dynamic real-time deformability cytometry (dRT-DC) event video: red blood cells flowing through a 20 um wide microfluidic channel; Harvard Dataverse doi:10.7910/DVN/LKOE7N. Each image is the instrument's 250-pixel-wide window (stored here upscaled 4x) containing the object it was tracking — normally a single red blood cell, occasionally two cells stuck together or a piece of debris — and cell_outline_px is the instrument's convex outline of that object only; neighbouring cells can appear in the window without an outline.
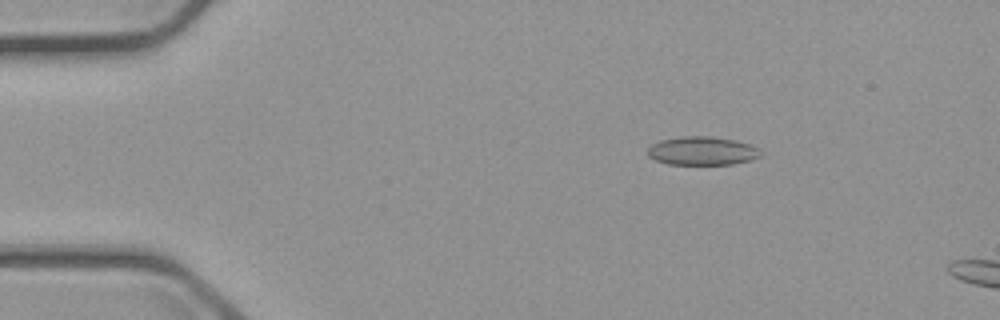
{"species": "common noctule bat (a hibernating species)", "species_latin": "Nyctalus noctula", "temperature_condition": "cold", "stored_images_in_passage": 4, "camera_frame_rate_fps": 3000, "um_per_image_px": 0.085, "animal": {"sex": "male", "body_mass_g": 23.1, "forearm_length_mm": 52.7}, "frame": {"image": 1, "passage_image": 2, "time_ms": 1.333, "image_size_px": [1000, 320], "cell_outline_px": [[764, 156], [752, 160], [732, 164], [668, 164], [656, 160], [648, 156], [648, 148], [652, 144], [660, 140], [680, 136], [712, 136], [736, 140], [760, 148]], "centroid_in_image_um": [59.74, 12.82], "position_along_channel_um": 25.3, "area_um2": 19.02}}